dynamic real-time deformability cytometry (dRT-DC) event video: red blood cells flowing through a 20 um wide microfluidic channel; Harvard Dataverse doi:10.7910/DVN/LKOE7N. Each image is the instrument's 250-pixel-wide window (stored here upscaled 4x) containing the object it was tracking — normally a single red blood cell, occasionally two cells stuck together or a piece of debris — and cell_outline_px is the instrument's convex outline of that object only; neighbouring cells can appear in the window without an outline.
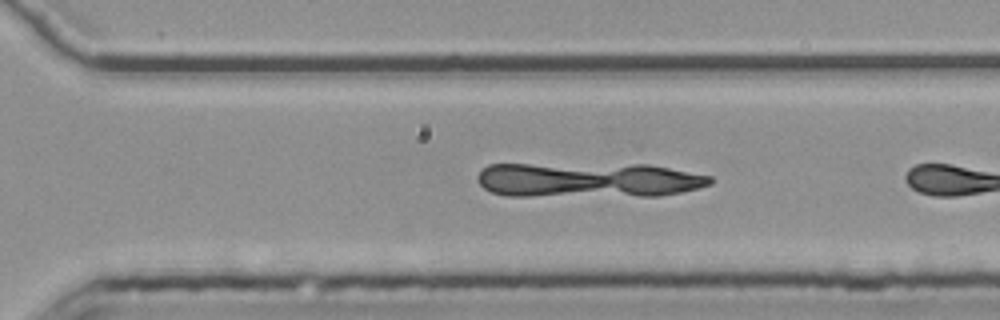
{"species": "common noctule bat (a hibernating species)", "species_latin": "Nyctalus noctula", "temperature_condition": "room temperature", "stored_images_in_passage": 24, "segment_of_instrument_passage": [2, 2], "camera_frame_rate_fps": 3000, "um_per_image_px": 0.085, "animal": {"sex": "female", "body_mass_g": 25.1}, "frame": {"image": 1, "passage_image": 20, "time_ms": 6.333, "image_size_px": [1000, 320], "cell_outline_px": [[712, 184], [680, 192], [660, 196], [508, 196], [492, 192], [484, 188], [476, 180], [476, 176], [488, 164], [648, 164], [712, 176]], "centroid_in_image_um": [49.98, 15.3], "position_along_channel_um": 320.6, "area_um2": 47.86}}
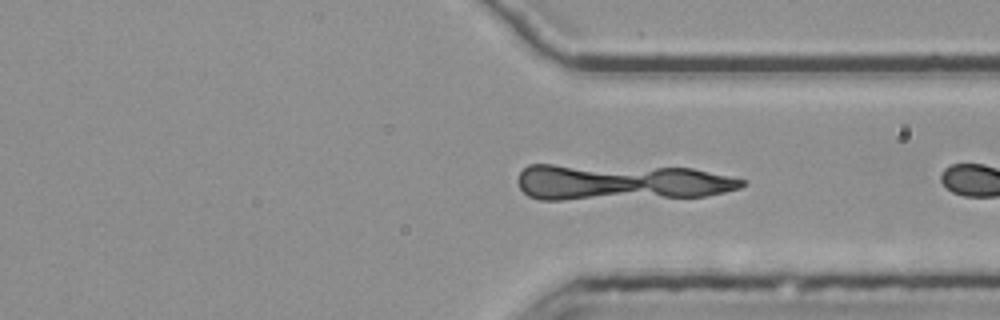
{"frame": {"image": 2, "passage_image": 23, "time_ms": 7.333, "image_size_px": [1000, 320], "cell_outline_px": [[748, 184], [740, 188], [724, 192], [704, 196], [560, 200], [540, 200], [528, 196], [520, 188], [516, 180], [520, 172], [528, 164], [552, 164], [692, 168], [728, 176], [744, 180]], "centroid_in_image_um": [52.7, 15.48], "position_along_channel_um": 358.7, "area_um2": 47.51}}